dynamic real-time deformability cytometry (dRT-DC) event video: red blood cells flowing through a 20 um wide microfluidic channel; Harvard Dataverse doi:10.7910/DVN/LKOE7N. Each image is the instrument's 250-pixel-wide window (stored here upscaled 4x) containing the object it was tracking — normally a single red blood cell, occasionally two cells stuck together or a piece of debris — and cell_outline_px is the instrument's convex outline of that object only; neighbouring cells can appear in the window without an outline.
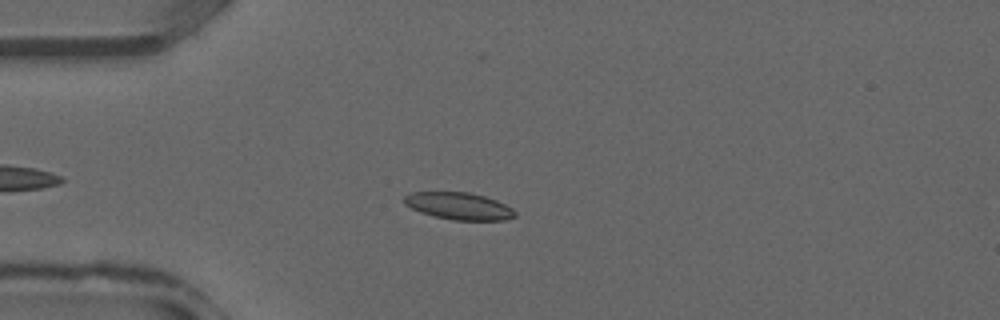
{"species": "common noctule bat (a hibernating species)", "species_latin": "Nyctalus noctula", "temperature_condition": "warm", "stored_images_in_passage": 32, "camera_frame_rate_fps": 3000, "um_per_image_px": 0.085, "animal": {"sex": "male", "forearm_length_mm": 52.5}, "frame": {"image": 1, "passage_image": 9, "time_ms": 2.667, "image_size_px": [1000, 320], "cell_outline_px": [[516, 216], [504, 220], [452, 220], [432, 216], [420, 212], [404, 204], [404, 196], [412, 192], [468, 192], [484, 196], [496, 200], [512, 208], [516, 212]], "centroid_in_image_um": [39.0, 17.52], "position_along_channel_um": 46.0, "area_um2": 17.51}}
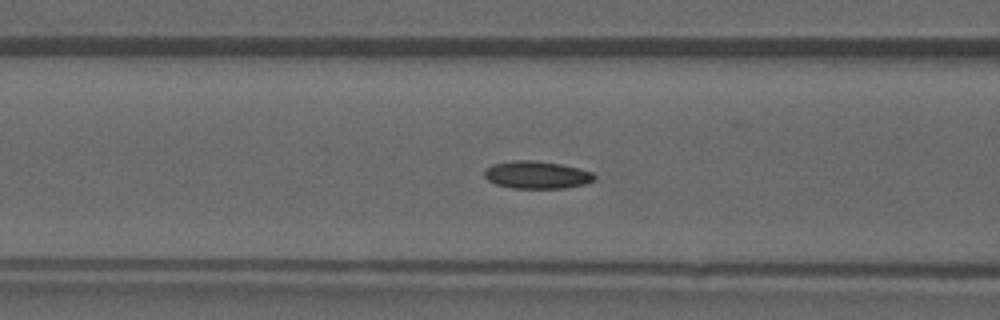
{"frame": {"image": 2, "passage_image": 14, "time_ms": 4.333, "image_size_px": [1000, 320], "cell_outline_px": [[596, 176], [592, 180], [584, 184], [564, 188], [512, 188], [496, 184], [488, 180], [484, 176], [484, 172], [492, 164], [512, 160], [536, 160], [560, 164], [592, 172]], "centroid_in_image_um": [45.59, 14.86], "position_along_channel_um": 121.0, "area_um2": 17.51}}
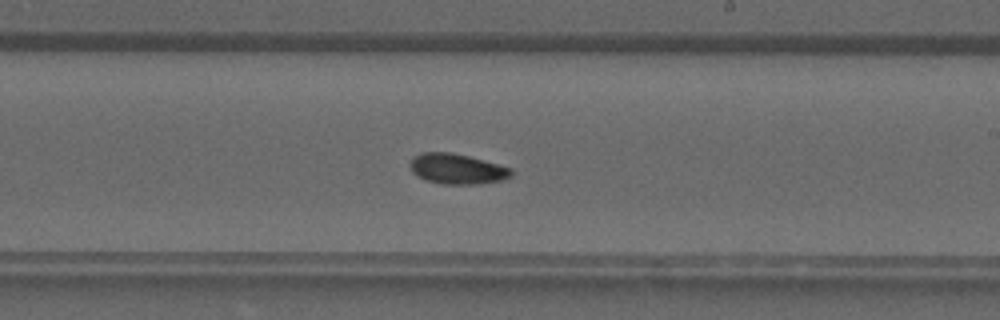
{"frame": {"image": 3, "passage_image": 21, "time_ms": 6.667, "image_size_px": [1000, 320], "cell_outline_px": [[512, 176], [504, 180], [480, 184], [444, 184], [424, 180], [416, 176], [412, 172], [408, 164], [412, 156], [420, 152], [452, 152], [468, 156], [512, 168]], "centroid_in_image_um": [38.8, 14.35], "position_along_channel_um": 250.2, "area_um2": 18.21}}